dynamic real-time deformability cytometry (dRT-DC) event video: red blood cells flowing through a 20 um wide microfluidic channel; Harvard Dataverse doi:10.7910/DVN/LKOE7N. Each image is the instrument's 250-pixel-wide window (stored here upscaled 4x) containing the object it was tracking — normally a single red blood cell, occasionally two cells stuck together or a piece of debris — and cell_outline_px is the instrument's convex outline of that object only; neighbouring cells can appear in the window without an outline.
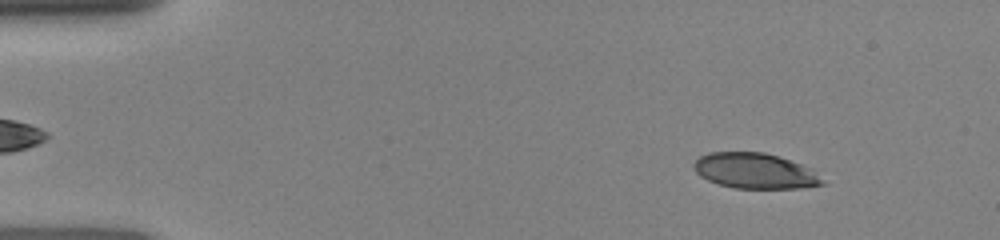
{"species": "human", "species_latin": "Homo sapiens", "temperature_condition": "room temperature", "stored_images_in_passage": 12, "camera_frame_rate_fps": 3000, "um_per_image_px": 0.085, "donor": {"sex": "female"}, "frame": {"image": 1, "passage_image": 4, "time_ms": 1.0, "image_size_px": [1000, 240], "cell_outline_px": [[828, 184], [800, 188], [732, 188], [708, 180], [700, 176], [692, 168], [692, 164], [700, 156], [708, 152], [764, 152], [780, 156], [812, 168]], "centroid_in_image_um": [64.2, 14.52], "position_along_channel_um": 20.8, "area_um2": 26.88}}
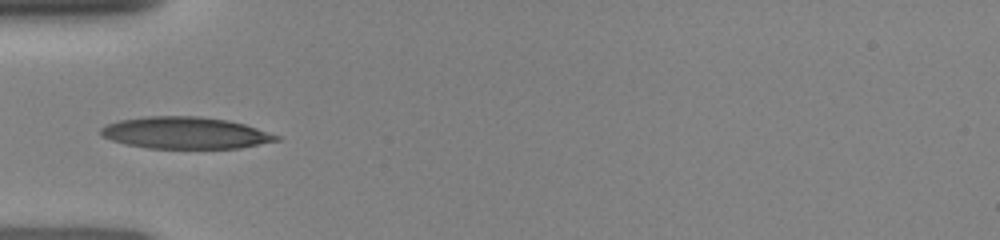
{"frame": {"image": 2, "passage_image": 10, "time_ms": 4.333, "image_size_px": [1000, 240], "cell_outline_px": [[280, 140], [240, 148], [148, 148], [128, 144], [112, 140], [100, 136], [100, 128], [108, 124], [120, 120], [144, 116], [196, 116], [228, 120], [244, 124], [280, 136]], "centroid_in_image_um": [15.74, 11.29], "position_along_channel_um": 69.3, "area_um2": 32.37}}